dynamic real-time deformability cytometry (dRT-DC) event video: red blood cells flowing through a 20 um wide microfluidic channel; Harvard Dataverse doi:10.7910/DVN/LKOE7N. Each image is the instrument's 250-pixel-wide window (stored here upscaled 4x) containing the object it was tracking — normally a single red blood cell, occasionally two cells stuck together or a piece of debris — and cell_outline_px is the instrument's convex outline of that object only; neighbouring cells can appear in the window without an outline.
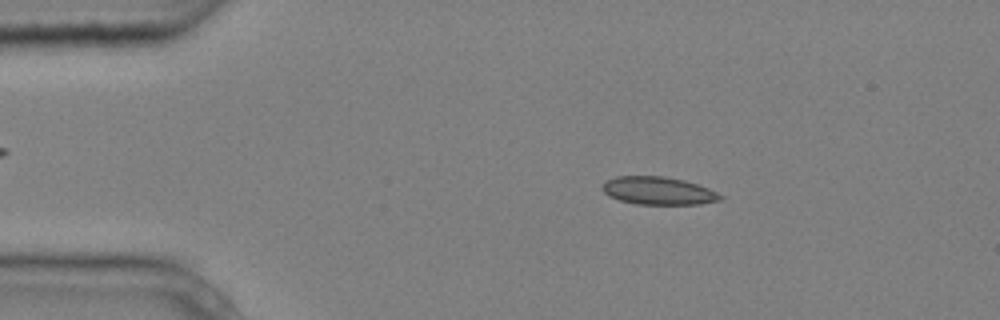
{"species": "common noctule bat (a hibernating species)", "species_latin": "Nyctalus noctula", "temperature_condition": "cold", "stored_images_in_passage": 6, "camera_frame_rate_fps": 3000, "um_per_image_px": 0.085, "animal": {"sex": "male", "body_mass_g": 20.4}, "frame": {"image": 1, "passage_image": 2, "time_ms": 0.333, "image_size_px": [1000, 320], "cell_outline_px": [[724, 196], [720, 200], [700, 204], [636, 204], [620, 200], [608, 196], [600, 188], [608, 180], [616, 176], [664, 176], [684, 180], [708, 188]], "centroid_in_image_um": [55.94, 16.21], "position_along_channel_um": 29.1, "area_um2": 19.07}}
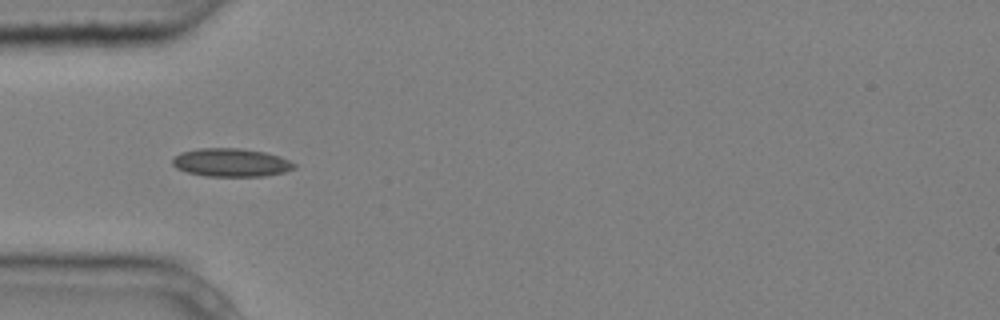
{"frame": {"image": 2, "passage_image": 4, "time_ms": 1.0, "image_size_px": [1000, 320], "cell_outline_px": [[296, 168], [284, 172], [264, 176], [204, 176], [188, 172], [176, 168], [172, 164], [172, 160], [180, 152], [196, 148], [240, 148], [264, 152], [280, 156], [296, 164]], "centroid_in_image_um": [19.64, 13.81], "position_along_channel_um": 65.4, "area_um2": 20.11}}
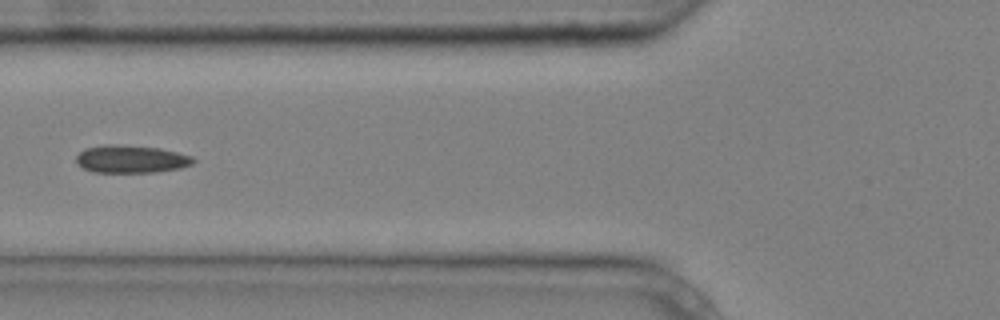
{"frame": {"image": 3, "passage_image": 5, "time_ms": 1.333, "image_size_px": [1000, 320], "cell_outline_px": [[196, 160], [192, 164], [180, 168], [156, 172], [92, 172], [76, 164], [76, 156], [84, 148], [104, 144], [124, 144], [160, 148], [192, 156]], "centroid_in_image_um": [11.12, 13.51], "position_along_channel_um": 114.7, "area_um2": 19.13}}